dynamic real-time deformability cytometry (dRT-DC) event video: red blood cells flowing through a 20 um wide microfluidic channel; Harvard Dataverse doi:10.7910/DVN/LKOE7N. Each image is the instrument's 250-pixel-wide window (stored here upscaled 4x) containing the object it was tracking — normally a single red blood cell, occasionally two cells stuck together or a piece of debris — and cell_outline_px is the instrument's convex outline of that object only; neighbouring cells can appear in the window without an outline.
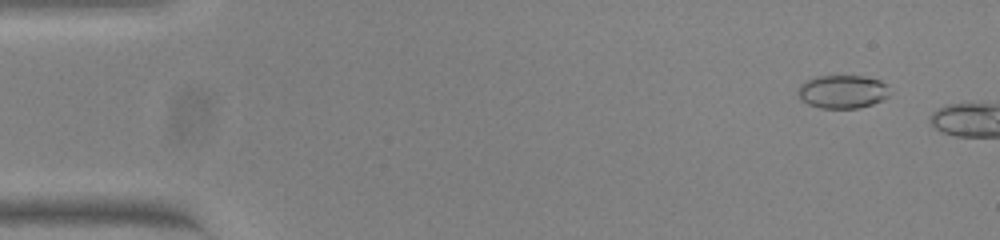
{"species": "common noctule bat (a hibernating species)", "species_latin": "Nyctalus noctula", "temperature_condition": "warm", "stored_images_in_passage": 7, "camera_frame_rate_fps": 3000, "um_per_image_px": 0.085, "animal": {"sex": "female", "body_mass_g": 23.0, "forearm_length_mm": 53.4}, "frame": {"image": 1, "passage_image": 4, "time_ms": 1.0, "image_size_px": [1000, 240], "cell_outline_px": [[888, 96], [872, 104], [856, 108], [820, 108], [808, 104], [800, 100], [796, 92], [796, 88], [804, 80], [816, 76], [864, 76], [880, 80], [884, 84]], "centroid_in_image_um": [71.5, 7.78], "position_along_channel_um": 13.5, "area_um2": 17.8}}